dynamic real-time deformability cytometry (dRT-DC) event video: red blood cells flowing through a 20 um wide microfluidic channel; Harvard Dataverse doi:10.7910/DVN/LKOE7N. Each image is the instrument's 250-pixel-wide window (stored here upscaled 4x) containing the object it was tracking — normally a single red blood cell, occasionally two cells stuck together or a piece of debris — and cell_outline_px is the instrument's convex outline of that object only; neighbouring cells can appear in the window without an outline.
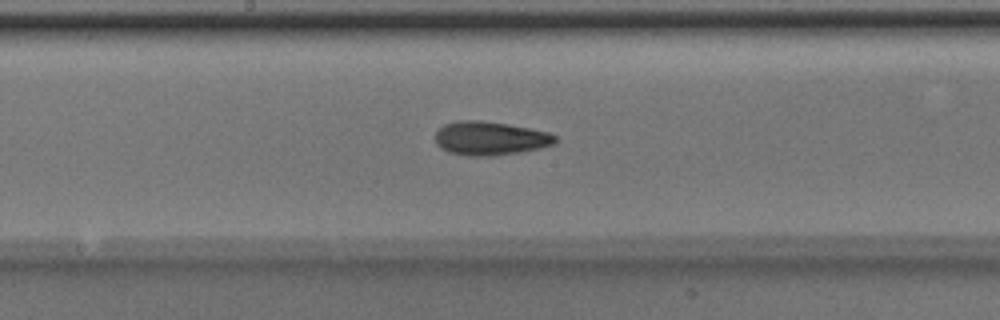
{"species": "Egyptian fruit bat (a non-hibernating species)", "species_latin": "Rousettus aegyptiacus", "temperature_condition": "room temperature", "stored_images_in_passage": 42, "camera_frame_rate_fps": 3000, "um_per_image_px": 0.085, "animal": {"sex": "male"}, "frame": {"image": 1, "passage_image": 18, "time_ms": 5.667, "image_size_px": [1000, 320], "cell_outline_px": [[556, 140], [552, 144], [540, 148], [520, 152], [492, 156], [468, 156], [448, 152], [440, 148], [436, 144], [436, 132], [444, 124], [460, 120], [480, 120], [508, 124], [548, 132], [556, 136]], "centroid_in_image_um": [41.63, 11.76], "position_along_channel_um": 206.6, "area_um2": 23.52}}
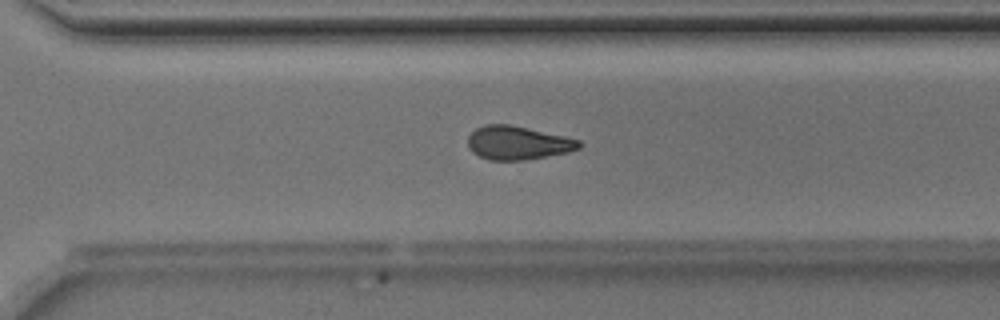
{"frame": {"image": 2, "passage_image": 27, "time_ms": 8.667, "image_size_px": [1000, 320], "cell_outline_px": [[580, 148], [568, 152], [524, 160], [488, 160], [472, 152], [468, 148], [468, 136], [476, 128], [484, 124], [512, 124], [564, 136], [580, 140]], "centroid_in_image_um": [43.98, 12.13], "position_along_channel_um": 326.6, "area_um2": 21.79}}
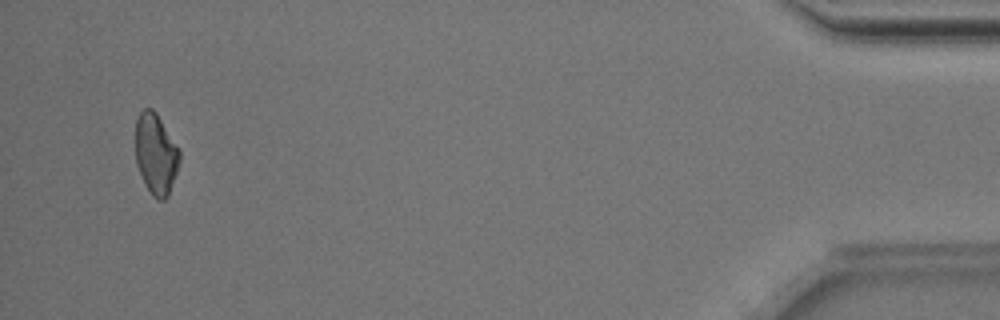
{"frame": {"image": 3, "passage_image": 40, "time_ms": 13.0, "image_size_px": [1000, 320], "cell_outline_px": [[180, 160], [168, 196], [164, 200], [156, 200], [152, 196], [136, 164], [136, 120], [140, 112], [144, 108], [152, 108], [156, 112], [180, 152]], "centroid_in_image_um": [13.24, 13.09], "position_along_channel_um": 422.0, "area_um2": 20.4}, "authors_computed_cell_mechanics": {"area_um2": 22.2241, "velocity_mm_per_s": 4.0262, "shape_relaxation_time_tau1_ms": 3.1137, "shape_relaxation_time_tau2_ms": 2.2699, "deformation_change_tau1": 0.1178, "deformation_change_tau2": 0.0841}}